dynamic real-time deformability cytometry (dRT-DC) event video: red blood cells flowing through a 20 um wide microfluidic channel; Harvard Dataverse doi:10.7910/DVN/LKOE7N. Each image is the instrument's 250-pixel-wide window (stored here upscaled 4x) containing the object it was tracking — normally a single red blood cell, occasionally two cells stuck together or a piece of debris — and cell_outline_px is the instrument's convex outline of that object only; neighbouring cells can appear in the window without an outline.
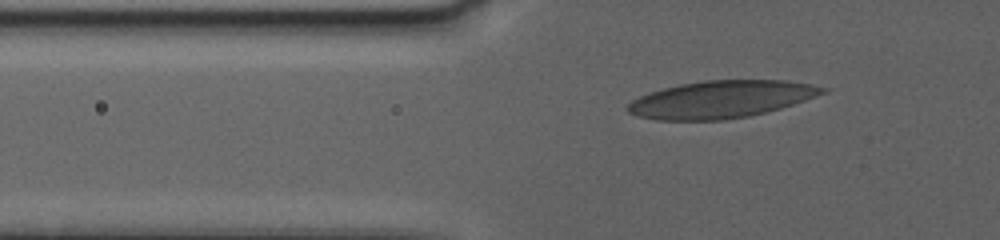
{"species": "human", "species_latin": "Homo sapiens", "temperature_condition": "warm", "stored_images_in_passage": 41, "camera_frame_rate_fps": 3000, "um_per_image_px": 0.085, "donor": {"sex": "female"}, "frame": {"image": 1, "passage_image": 10, "time_ms": 3.667, "image_size_px": [1000, 240], "cell_outline_px": [[828, 88], [824, 92], [804, 100], [780, 108], [748, 116], [724, 120], [656, 120], [636, 116], [628, 112], [628, 104], [632, 100], [640, 96], [664, 88], [680, 84], [704, 80], [780, 80], [812, 84]], "centroid_in_image_um": [61.25, 8.45], "position_along_channel_um": 64.5, "area_um2": 41.91}}
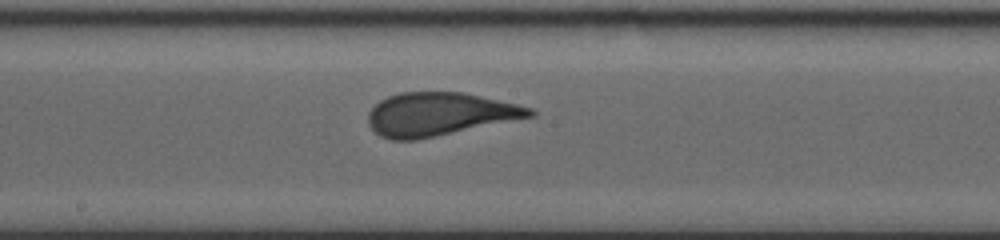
{"frame": {"image": 2, "passage_image": 22, "time_ms": 8.667, "image_size_px": [1000, 240], "cell_outline_px": [[536, 116], [416, 140], [392, 140], [380, 136], [368, 124], [368, 112], [380, 100], [388, 96], [400, 92], [464, 92], [516, 104], [532, 108], [536, 112]], "centroid_in_image_um": [37.35, 9.7], "position_along_channel_um": 210.9, "area_um2": 40.69}}
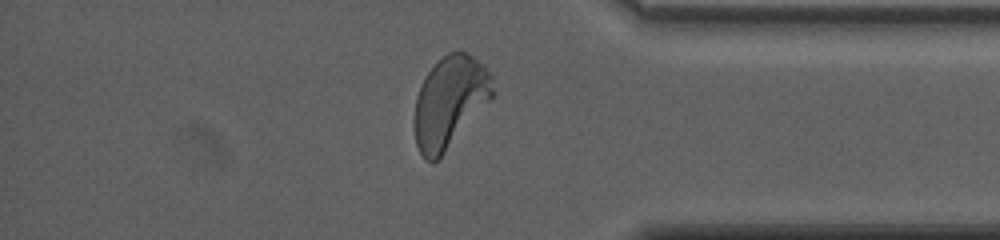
{"frame": {"image": 3, "passage_image": 35, "time_ms": 14.667, "image_size_px": [1000, 240], "cell_outline_px": [[492, 96], [444, 152], [436, 160], [424, 160], [416, 144], [416, 96], [428, 72], [448, 52], [464, 52], [472, 56], [492, 72]], "centroid_in_image_um": [38.23, 8.63], "position_along_channel_um": 397.0, "area_um2": 40.06}, "authors_computed_cell_mechanics": {"area_um2": 40.6912, "velocity_mm_per_s": 3.2471, "shape_relaxation_time_tau1_ms": 7.378, "shape_relaxation_time_tau2_ms": null, "deformation_change_tau1": 0.2272, "deformation_change_tau2": null}}